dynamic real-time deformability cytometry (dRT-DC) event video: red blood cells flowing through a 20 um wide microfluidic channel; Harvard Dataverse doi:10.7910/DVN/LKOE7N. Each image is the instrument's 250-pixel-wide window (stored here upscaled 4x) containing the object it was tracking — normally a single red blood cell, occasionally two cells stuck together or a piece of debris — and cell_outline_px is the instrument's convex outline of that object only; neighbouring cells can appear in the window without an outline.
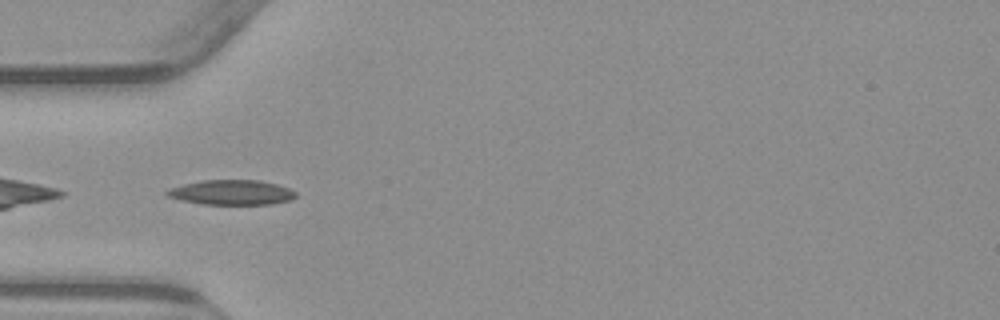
{"species": "common noctule bat (a hibernating species)", "species_latin": "Nyctalus noctula", "temperature_condition": "warm", "stored_images_in_passage": 38, "camera_frame_rate_fps": 3000, "um_per_image_px": 0.085, "animal": {"sex": "male", "body_mass_g": 23.1, "forearm_length_mm": 52.7}, "frame": {"image": 1, "passage_image": 1, "time_ms": 0.0, "image_size_px": [1000, 320], "cell_outline_px": [[296, 196], [288, 200], [272, 204], [204, 204], [180, 200], [164, 196], [164, 192], [168, 188], [184, 184], [204, 180], [260, 180], [276, 184], [288, 188], [296, 192]], "centroid_in_image_um": [19.63, 16.35], "position_along_channel_um": 65.4, "area_um2": 18.67}}
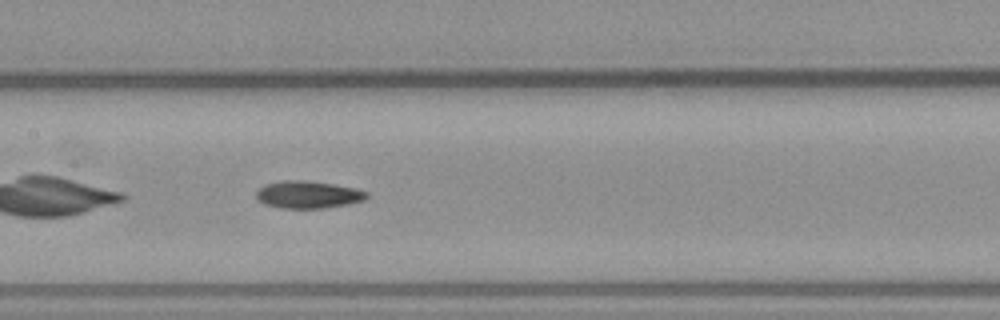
{"frame": {"image": 2, "passage_image": 10, "time_ms": 3.0, "image_size_px": [1000, 320], "cell_outline_px": [[368, 196], [364, 200], [348, 204], [324, 208], [280, 208], [264, 204], [256, 200], [256, 192], [264, 184], [280, 180], [308, 180], [356, 188], [368, 192]], "centroid_in_image_um": [26.15, 16.54], "position_along_channel_um": 181.2, "area_um2": 17.8}}
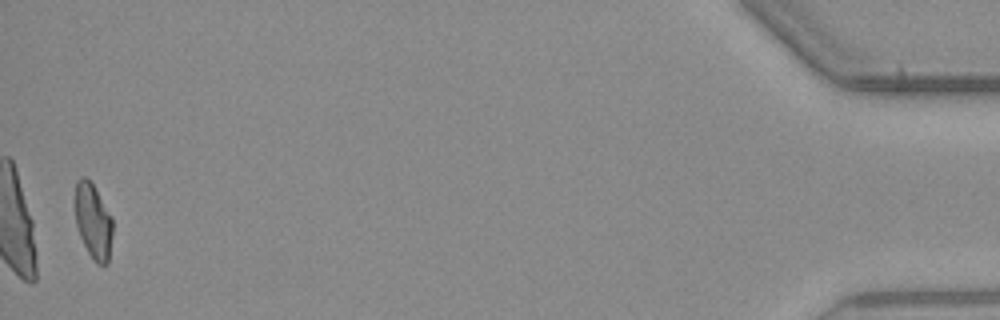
{"frame": {"image": 3, "passage_image": 37, "time_ms": 12.0, "image_size_px": [1000, 320], "cell_outline_px": [[112, 236], [108, 264], [96, 264], [88, 252], [80, 236], [76, 224], [76, 180], [80, 176], [84, 176], [92, 184], [112, 216]], "centroid_in_image_um": [7.93, 18.83], "position_along_channel_um": 427.3, "area_um2": 16.24}, "authors_computed_cell_mechanics": {"area_um2": 17.2244, "velocity_mm_per_s": 3.8359, "shape_relaxation_time_tau1_ms": null, "shape_relaxation_time_tau2_ms": 7.8671, "deformation_change_tau1": null, "deformation_change_tau2": 0.1639}}